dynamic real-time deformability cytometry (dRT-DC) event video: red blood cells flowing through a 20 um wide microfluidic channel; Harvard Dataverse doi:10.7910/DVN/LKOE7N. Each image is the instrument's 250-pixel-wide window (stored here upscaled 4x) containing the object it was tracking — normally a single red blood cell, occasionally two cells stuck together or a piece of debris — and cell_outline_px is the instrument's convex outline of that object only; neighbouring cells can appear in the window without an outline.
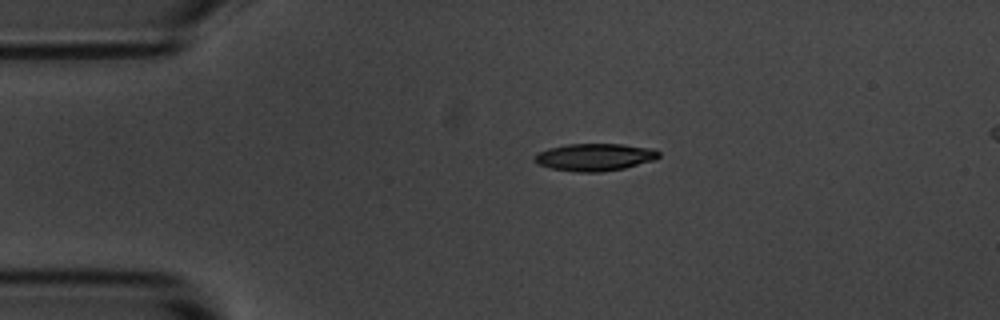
{"species": "common noctule bat (a hibernating species)", "species_latin": "Nyctalus noctula", "temperature_condition": "room temperature", "stored_images_in_passage": 2, "camera_frame_rate_fps": 3000, "um_per_image_px": 0.085, "animal": {"sex": "male", "body_mass_g": 20.1, "forearm_length_mm": 53.5}, "frame": {"image": 1, "passage_image": 1, "time_ms": 0.0, "image_size_px": [1000, 320], "cell_outline_px": [[660, 156], [656, 160], [624, 168], [600, 172], [576, 172], [548, 168], [536, 164], [532, 160], [532, 156], [536, 152], [548, 148], [568, 144], [624, 144], [652, 148], [660, 152]], "centroid_in_image_um": [50.5, 13.36], "position_along_channel_um": 34.5, "area_um2": 20.23}}